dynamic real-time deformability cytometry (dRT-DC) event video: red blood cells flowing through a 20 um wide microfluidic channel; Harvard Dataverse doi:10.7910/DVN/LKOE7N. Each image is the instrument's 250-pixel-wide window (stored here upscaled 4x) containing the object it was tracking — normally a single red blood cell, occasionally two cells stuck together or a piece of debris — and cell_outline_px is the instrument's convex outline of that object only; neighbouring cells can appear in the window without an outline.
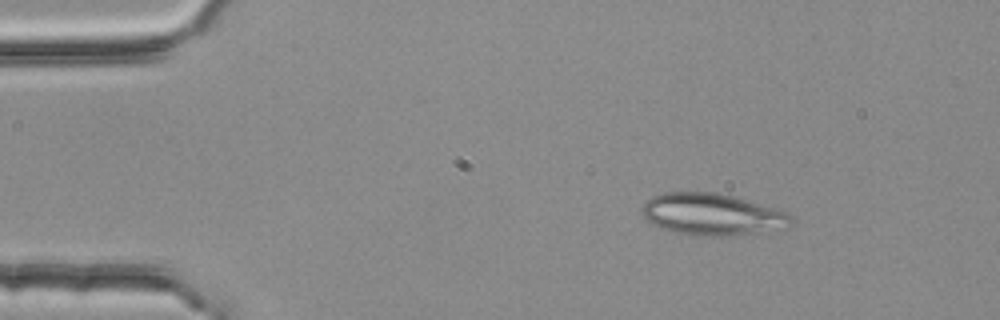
{"species": "common noctule bat (a hibernating species)", "species_latin": "Nyctalus noctula", "temperature_condition": "room temperature", "stored_images_in_passage": 3, "camera_frame_rate_fps": 3000, "um_per_image_px": 0.085, "animal": {"sex": "female", "body_mass_g": 25.1}, "frame": {"image": 1, "passage_image": 2, "time_ms": 0.333, "image_size_px": [1000, 320], "cell_outline_px": [[792, 220], [784, 228], [756, 232], [720, 236], [708, 236], [676, 232], [660, 228], [648, 220], [640, 212], [640, 208], [652, 196], [664, 192], [716, 192], [732, 196], [776, 208], [788, 212], [792, 216]], "centroid_in_image_um": [60.5, 18.2], "position_along_channel_um": 24.5, "area_um2": 35.89}}